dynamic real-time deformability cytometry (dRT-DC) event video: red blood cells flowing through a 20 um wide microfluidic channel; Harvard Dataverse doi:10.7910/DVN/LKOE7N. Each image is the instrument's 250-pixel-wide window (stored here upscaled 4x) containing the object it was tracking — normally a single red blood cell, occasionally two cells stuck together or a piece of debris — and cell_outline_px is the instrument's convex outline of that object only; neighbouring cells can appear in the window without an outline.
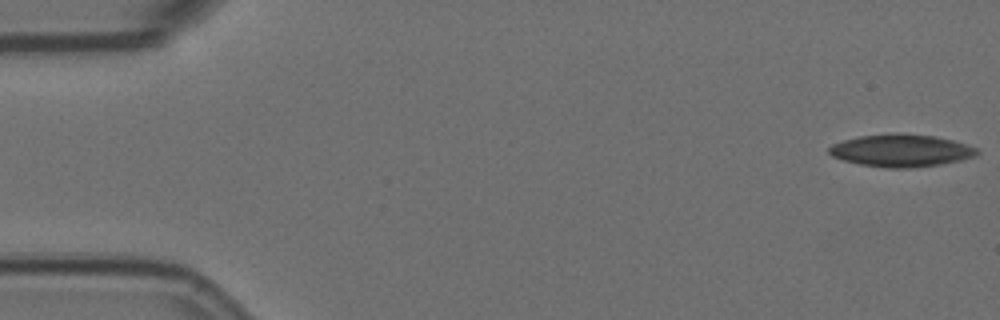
{"species": "Egyptian fruit bat (a non-hibernating species)", "species_latin": "Rousettus aegyptiacus", "temperature_condition": "room temperature", "stored_images_in_passage": 11, "camera_frame_rate_fps": 3000, "um_per_image_px": 0.085, "animal": {"sex": "female"}, "frame": {"image": 1, "passage_image": 1, "time_ms": 0.0, "image_size_px": [1000, 320], "cell_outline_px": [[980, 152], [976, 156], [960, 160], [940, 164], [912, 168], [888, 168], [860, 164], [844, 160], [832, 156], [828, 152], [828, 148], [832, 144], [844, 140], [860, 136], [896, 132], [904, 132], [936, 136], [952, 140], [976, 148]], "centroid_in_image_um": [76.59, 12.78], "position_along_channel_um": 8.4, "area_um2": 28.09}}
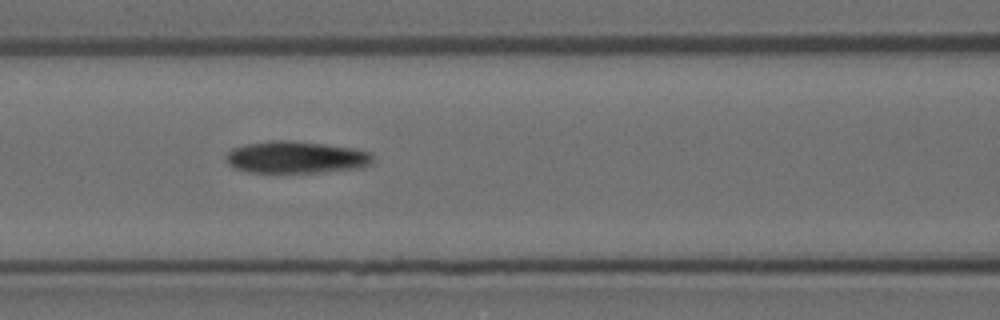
{"frame": {"image": 2, "passage_image": 7, "time_ms": 2.0, "image_size_px": [1000, 320], "cell_outline_px": [[372, 164], [364, 168], [320, 172], [248, 172], [236, 168], [228, 164], [224, 160], [224, 156], [232, 148], [248, 144], [268, 140], [292, 140], [352, 148], [372, 152]], "centroid_in_image_um": [25.17, 13.37], "position_along_channel_um": 141.4, "area_um2": 27.57}}
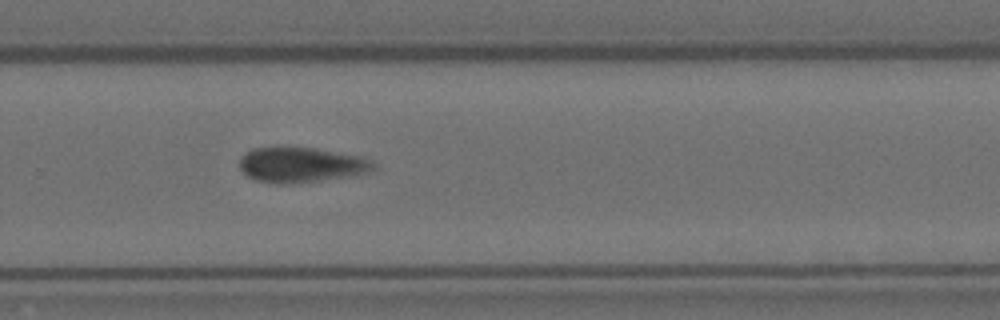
{"frame": {"image": 3, "passage_image": 11, "time_ms": 3.333, "image_size_px": [1000, 320], "cell_outline_px": [[376, 168], [372, 172], [348, 176], [284, 184], [276, 184], [256, 180], [248, 176], [240, 168], [240, 156], [244, 152], [252, 148], [316, 148], [364, 156], [372, 160], [376, 164]], "centroid_in_image_um": [25.64, 14.0], "position_along_channel_um": 304.2, "area_um2": 27.4}}